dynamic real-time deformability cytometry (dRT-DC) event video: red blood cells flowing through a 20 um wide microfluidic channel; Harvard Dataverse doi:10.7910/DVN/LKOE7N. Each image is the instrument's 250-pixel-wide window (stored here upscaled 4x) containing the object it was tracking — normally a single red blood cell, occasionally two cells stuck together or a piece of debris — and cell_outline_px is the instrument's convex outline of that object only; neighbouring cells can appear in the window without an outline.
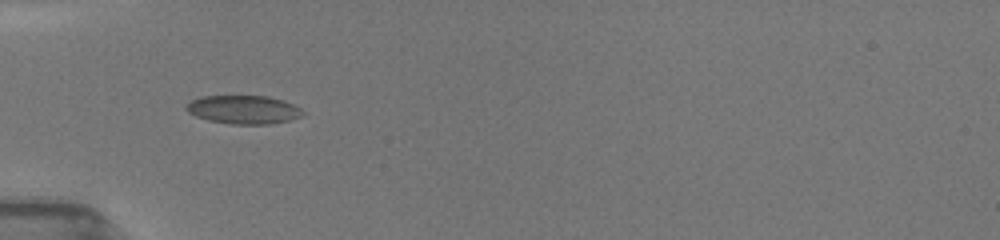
{"species": "common noctule bat (a hibernating species)", "species_latin": "Nyctalus noctula", "temperature_condition": "room temperature", "stored_images_in_passage": 7, "camera_frame_rate_fps": 3000, "um_per_image_px": 0.085, "animal": {"sex": "female", "body_mass_g": 19.5, "forearm_length_mm": 54.1}, "frame": {"image": 1, "passage_image": 6, "time_ms": 5.0, "image_size_px": [1000, 240], "cell_outline_px": [[296, 116], [288, 120], [268, 124], [232, 124], [208, 120], [196, 116], [188, 112], [188, 104], [192, 100], [204, 96], [268, 96], [292, 104], [296, 108]], "centroid_in_image_um": [20.58, 9.31], "position_along_channel_um": 64.4, "area_um2": 18.44}}
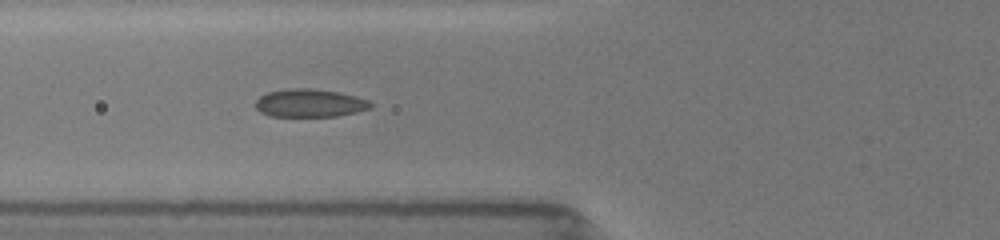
{"frame": {"image": 2, "passage_image": 7, "time_ms": 6.0, "image_size_px": [1000, 240], "cell_outline_px": [[372, 104], [368, 108], [336, 116], [272, 116], [260, 112], [256, 108], [256, 100], [260, 96], [268, 92], [288, 88], [308, 88], [336, 92], [368, 100]], "centroid_in_image_um": [26.25, 8.76], "position_along_channel_um": 99.6, "area_um2": 18.32}}